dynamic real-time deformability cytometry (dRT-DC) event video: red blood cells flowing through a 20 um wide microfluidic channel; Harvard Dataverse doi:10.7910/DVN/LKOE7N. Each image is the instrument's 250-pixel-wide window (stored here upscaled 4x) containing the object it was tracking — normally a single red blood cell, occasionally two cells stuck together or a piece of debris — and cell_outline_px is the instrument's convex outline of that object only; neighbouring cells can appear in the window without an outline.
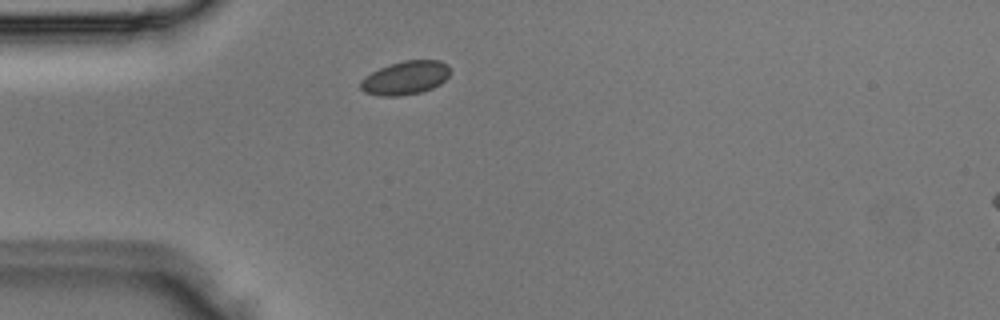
{"species": "Egyptian fruit bat (a non-hibernating species)", "species_latin": "Rousettus aegyptiacus", "temperature_condition": "room temperature", "stored_images_in_passage": 1, "camera_frame_rate_fps": 3000, "um_per_image_px": 0.085, "animal": {"sex": "male"}, "frame": {"image": 1, "passage_image": 1, "time_ms": 0.0, "image_size_px": [1000, 320], "cell_outline_px": [[452, 72], [440, 84], [432, 88], [420, 92], [400, 96], [380, 96], [364, 92], [360, 88], [360, 80], [364, 76], [380, 68], [404, 60], [440, 60], [448, 64]], "centroid_in_image_um": [34.47, 6.61], "position_along_channel_um": 50.5, "area_um2": 17.63}}